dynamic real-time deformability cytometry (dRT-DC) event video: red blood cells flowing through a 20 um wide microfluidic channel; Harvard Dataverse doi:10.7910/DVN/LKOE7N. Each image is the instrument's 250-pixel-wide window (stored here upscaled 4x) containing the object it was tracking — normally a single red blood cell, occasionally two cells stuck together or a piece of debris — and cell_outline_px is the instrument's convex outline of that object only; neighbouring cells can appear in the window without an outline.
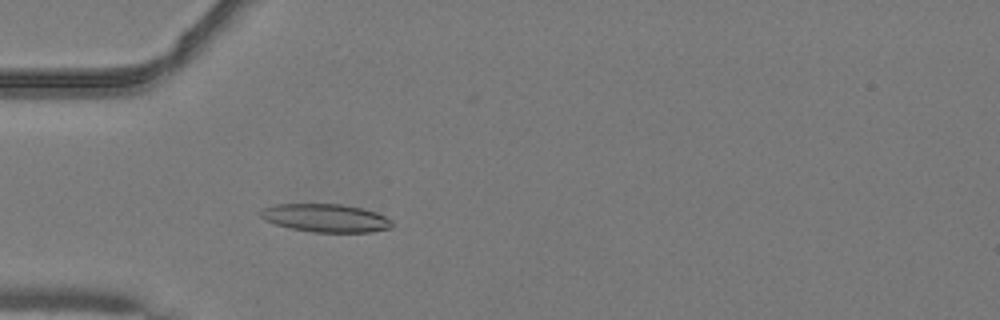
{"species": "common noctule bat (a hibernating species)", "species_latin": "Nyctalus noctula", "temperature_condition": "warm", "stored_images_in_passage": 50, "camera_frame_rate_fps": 3000, "um_per_image_px": 0.085, "animal": {"sex": "male", "body_mass_g": 19.2, "forearm_length_mm": 51.8}, "frame": {"image": 1, "passage_image": 15, "time_ms": 4.667, "image_size_px": [1000, 320], "cell_outline_px": [[392, 228], [372, 232], [312, 232], [292, 228], [276, 224], [264, 220], [260, 216], [260, 212], [264, 208], [276, 204], [340, 204], [364, 208], [376, 212], [392, 220]], "centroid_in_image_um": [27.71, 18.53], "position_along_channel_um": 57.3, "area_um2": 21.56}}
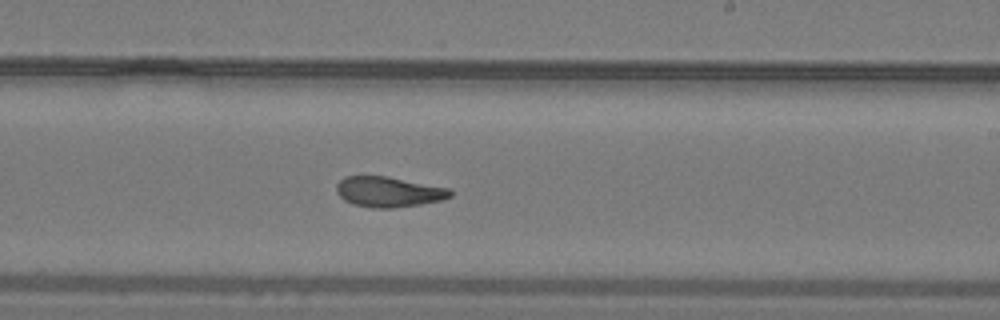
{"frame": {"image": 2, "passage_image": 30, "time_ms": 9.667, "image_size_px": [1000, 320], "cell_outline_px": [[452, 196], [440, 200], [420, 204], [392, 208], [372, 208], [352, 204], [344, 200], [336, 192], [336, 184], [344, 176], [388, 176], [448, 188], [452, 192]], "centroid_in_image_um": [32.99, 16.3], "position_along_channel_um": 256.0, "area_um2": 20.11}}
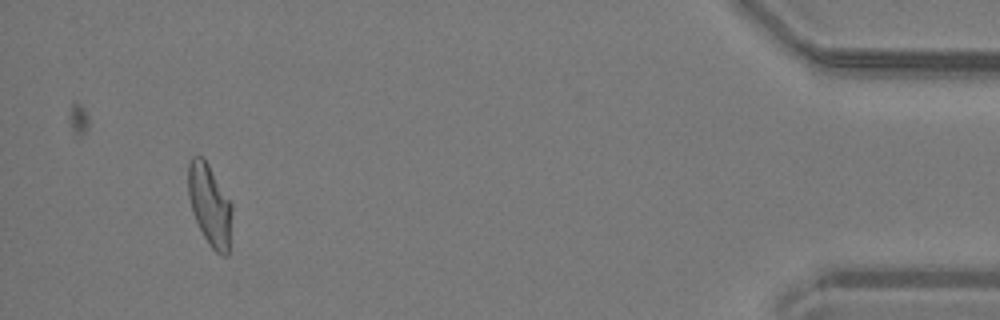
{"frame": {"image": 3, "passage_image": 47, "time_ms": 15.333, "image_size_px": [1000, 320], "cell_outline_px": [[232, 212], [228, 256], [220, 256], [208, 244], [192, 212], [188, 196], [188, 164], [192, 156], [204, 156], [232, 204]], "centroid_in_image_um": [17.83, 17.42], "position_along_channel_um": 417.4, "area_um2": 20.92}, "authors_computed_cell_mechanics": {"area_um2": 20.8369, "velocity_mm_per_s": 4.0918, "shape_relaxation_time_tau1_ms": 7.7199, "shape_relaxation_time_tau2_ms": 2.1387, "deformation_change_tau1": 0.2346, "deformation_change_tau2": 0.1009}}